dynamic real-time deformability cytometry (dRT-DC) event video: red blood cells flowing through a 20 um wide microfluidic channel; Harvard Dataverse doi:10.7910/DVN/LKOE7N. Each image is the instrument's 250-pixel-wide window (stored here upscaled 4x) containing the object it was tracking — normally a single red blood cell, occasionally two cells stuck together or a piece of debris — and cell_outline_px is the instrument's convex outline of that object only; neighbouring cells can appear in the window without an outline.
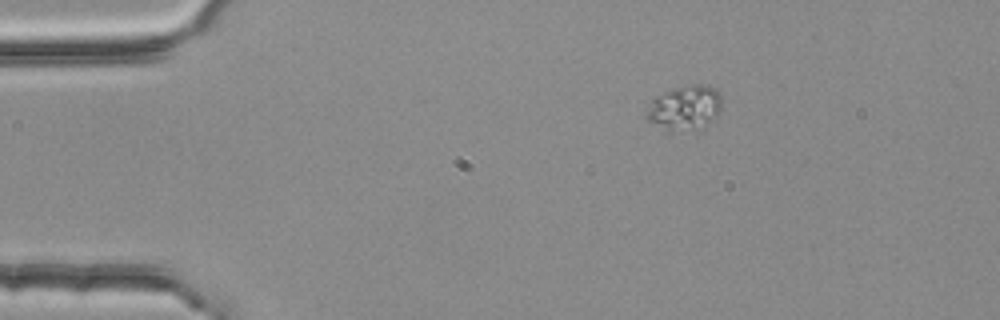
{"species": "common noctule bat (a hibernating species)", "species_latin": "Nyctalus noctula", "temperature_condition": "room temperature", "stored_images_in_passage": 5, "camera_frame_rate_fps": 3000, "um_per_image_px": 0.085, "animal": {"sex": "female", "body_mass_g": 25.1}, "frame": {"image": 1, "passage_image": 1, "time_ms": 0.0, "image_size_px": [1000, 320], "cell_outline_px": [[720, 112], [716, 116], [692, 128], [668, 132], [648, 120], [648, 112], [652, 96], [676, 88], [692, 84], [708, 84], [716, 88], [720, 96]], "centroid_in_image_um": [58.18, 9.1], "position_along_channel_um": 26.8, "area_um2": 18.96}}